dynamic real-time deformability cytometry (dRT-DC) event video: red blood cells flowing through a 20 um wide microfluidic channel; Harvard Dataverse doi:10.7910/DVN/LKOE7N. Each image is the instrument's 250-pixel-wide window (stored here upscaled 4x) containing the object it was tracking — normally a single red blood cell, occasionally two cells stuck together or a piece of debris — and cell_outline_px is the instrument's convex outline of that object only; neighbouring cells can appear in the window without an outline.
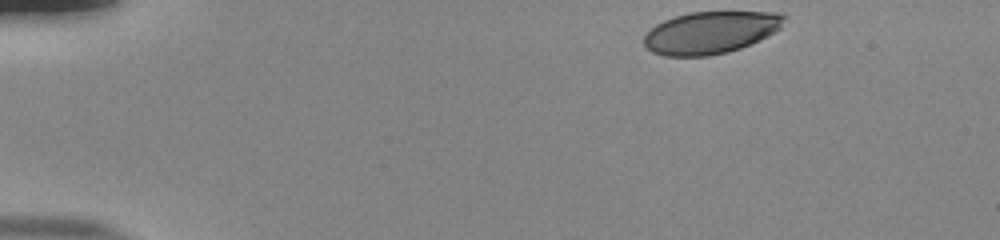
{"species": "human", "species_latin": "Homo sapiens", "temperature_condition": "room temperature", "stored_images_in_passage": 41, "camera_frame_rate_fps": 3000, "um_per_image_px": 0.085, "donor": {"sex": "male"}, "frame": {"image": 1, "passage_image": 1, "time_ms": 0.0, "image_size_px": [1000, 240], "cell_outline_px": [[784, 16], [780, 28], [740, 48], [724, 52], [704, 56], [668, 56], [652, 52], [644, 44], [644, 36], [656, 24], [664, 20], [676, 16], [692, 12], [776, 12]], "centroid_in_image_um": [60.34, 2.76], "position_along_channel_um": 24.7, "area_um2": 33.64}}
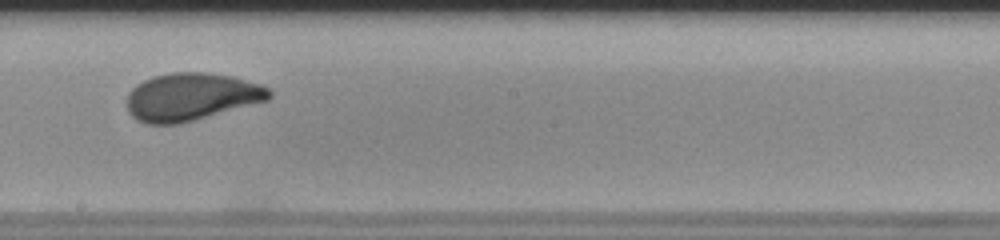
{"frame": {"image": 2, "passage_image": 25, "time_ms": 8.0, "image_size_px": [1000, 240], "cell_outline_px": [[272, 96], [268, 100], [180, 124], [144, 124], [136, 120], [128, 112], [128, 92], [136, 84], [152, 76], [172, 72], [208, 72], [232, 76], [260, 84], [268, 88], [272, 92]], "centroid_in_image_um": [16.24, 8.23], "position_along_channel_um": 232.0, "area_um2": 39.71}}
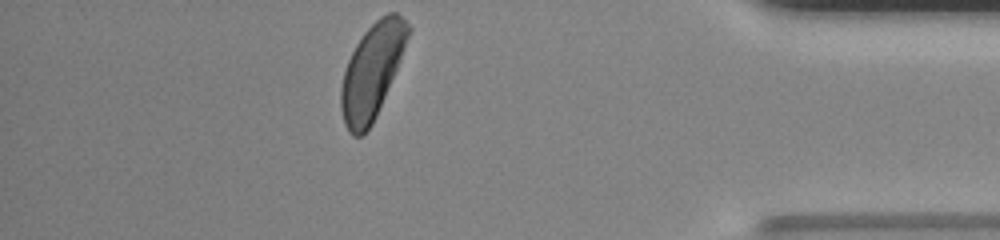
{"frame": {"image": 3, "passage_image": 41, "time_ms": 13.333, "image_size_px": [1000, 240], "cell_outline_px": [[412, 28], [400, 60], [376, 116], [372, 124], [360, 136], [352, 136], [348, 132], [344, 124], [340, 108], [340, 88], [344, 72], [348, 60], [356, 44], [364, 32], [380, 16], [388, 12], [396, 12]], "centroid_in_image_um": [31.6, 6.05], "position_along_channel_um": 403.6, "area_um2": 36.59}, "authors_computed_cell_mechanics": {"area_um2": 38.3214, "velocity_mm_per_s": 3.8427, "shape_relaxation_time_tau1_ms": 4.5617, "shape_relaxation_time_tau2_ms": null, "deformation_change_tau1": 0.1662, "deformation_change_tau2": null}}